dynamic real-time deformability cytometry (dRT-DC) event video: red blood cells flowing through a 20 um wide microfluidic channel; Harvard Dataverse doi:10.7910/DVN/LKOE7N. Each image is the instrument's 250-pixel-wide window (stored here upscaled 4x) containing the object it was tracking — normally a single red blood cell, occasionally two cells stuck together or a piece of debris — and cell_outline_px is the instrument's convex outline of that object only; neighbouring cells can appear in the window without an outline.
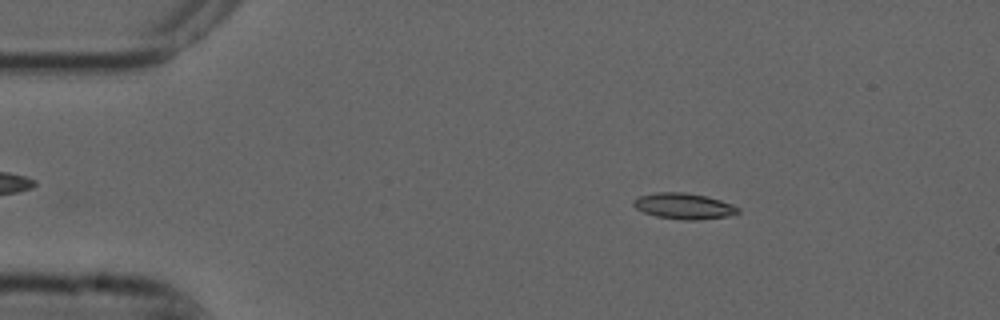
{"species": "common noctule bat (a hibernating species)", "species_latin": "Nyctalus noctula", "temperature_condition": "cold", "stored_images_in_passage": 4, "camera_frame_rate_fps": 3000, "um_per_image_px": 0.085, "animal": {"sex": "male", "forearm_length_mm": 52.5}, "frame": {"image": 1, "passage_image": 2, "time_ms": 0.333, "image_size_px": [1000, 320], "cell_outline_px": [[740, 212], [728, 216], [696, 220], [684, 220], [656, 216], [644, 212], [636, 208], [632, 204], [632, 200], [640, 196], [656, 192], [684, 192], [704, 196], [720, 200], [732, 204], [740, 208]], "centroid_in_image_um": [58.12, 17.52], "position_along_channel_um": 26.9, "area_um2": 15.72}}
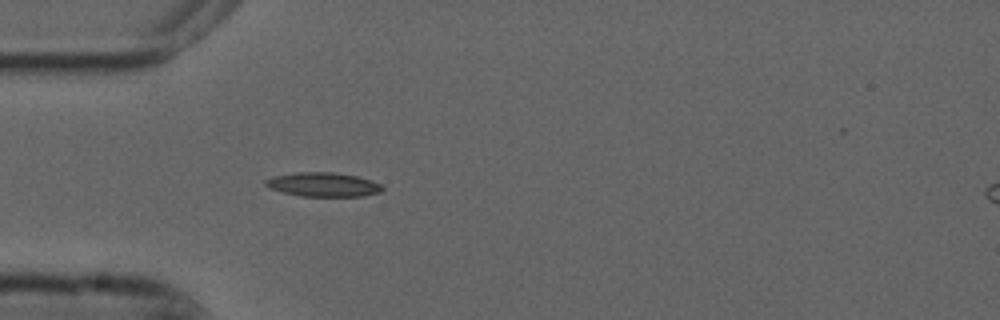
{"frame": {"image": 2, "passage_image": 4, "time_ms": 1.0, "image_size_px": [1000, 320], "cell_outline_px": [[384, 188], [380, 192], [364, 196], [300, 196], [268, 188], [264, 184], [264, 180], [272, 176], [296, 172], [336, 172], [356, 176], [380, 184]], "centroid_in_image_um": [27.42, 15.68], "position_along_channel_um": 57.6, "area_um2": 16.42}}